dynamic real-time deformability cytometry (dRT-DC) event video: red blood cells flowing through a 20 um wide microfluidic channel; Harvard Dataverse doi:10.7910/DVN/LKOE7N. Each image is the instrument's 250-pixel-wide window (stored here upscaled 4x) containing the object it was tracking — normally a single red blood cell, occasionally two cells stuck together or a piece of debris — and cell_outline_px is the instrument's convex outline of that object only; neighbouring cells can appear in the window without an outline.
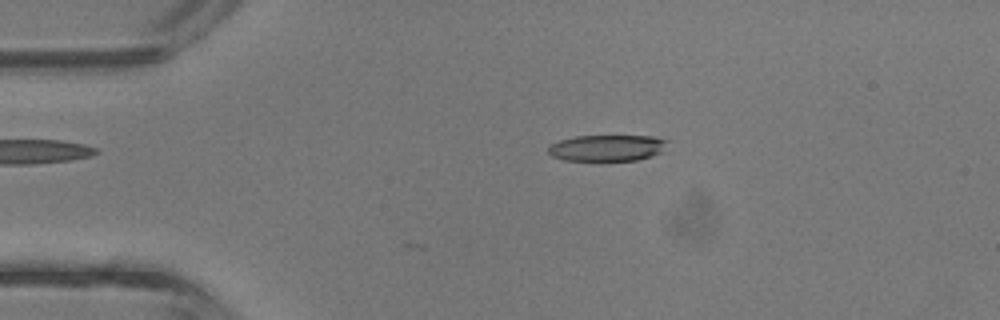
{"species": "common noctule bat (a hibernating species)", "species_latin": "Nyctalus noctula", "temperature_condition": "room temperature", "stored_images_in_passage": 2, "camera_frame_rate_fps": 3000, "um_per_image_px": 0.085, "animal": {"sex": "male", "body_mass_g": 13.3}, "frame": {"image": 1, "passage_image": 2, "time_ms": 0.333, "image_size_px": [1000, 320], "cell_outline_px": [[668, 140], [660, 152], [652, 156], [636, 160], [600, 164], [564, 160], [552, 156], [548, 152], [548, 144], [560, 140], [576, 136], [656, 136]], "centroid_in_image_um": [51.54, 12.63], "position_along_channel_um": 33.5, "area_um2": 19.19}}